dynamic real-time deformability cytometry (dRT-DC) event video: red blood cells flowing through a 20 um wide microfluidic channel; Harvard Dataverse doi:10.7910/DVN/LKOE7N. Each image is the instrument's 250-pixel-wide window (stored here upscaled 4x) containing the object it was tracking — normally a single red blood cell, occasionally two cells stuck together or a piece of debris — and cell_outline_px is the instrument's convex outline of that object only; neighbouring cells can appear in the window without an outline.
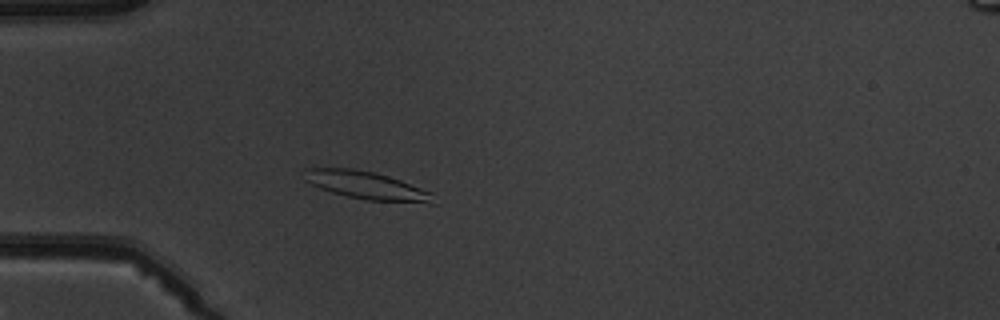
{"species": "common noctule bat (a hibernating species)", "species_latin": "Nyctalus noctula", "temperature_condition": "warm", "stored_images_in_passage": 3, "camera_frame_rate_fps": 3000, "um_per_image_px": 0.085, "animal": {"sex": "male", "body_mass_g": 19.5, "forearm_length_mm": 54.6}, "frame": {"image": 1, "passage_image": 3, "time_ms": 2.333, "image_size_px": [1000, 320], "cell_outline_px": [[436, 204], [432, 204], [368, 200], [348, 196], [332, 192], [320, 188], [304, 180], [304, 168], [352, 168], [376, 172], [400, 180], [432, 192]], "centroid_in_image_um": [31.19, 15.76], "position_along_channel_um": 53.8, "area_um2": 21.1}}